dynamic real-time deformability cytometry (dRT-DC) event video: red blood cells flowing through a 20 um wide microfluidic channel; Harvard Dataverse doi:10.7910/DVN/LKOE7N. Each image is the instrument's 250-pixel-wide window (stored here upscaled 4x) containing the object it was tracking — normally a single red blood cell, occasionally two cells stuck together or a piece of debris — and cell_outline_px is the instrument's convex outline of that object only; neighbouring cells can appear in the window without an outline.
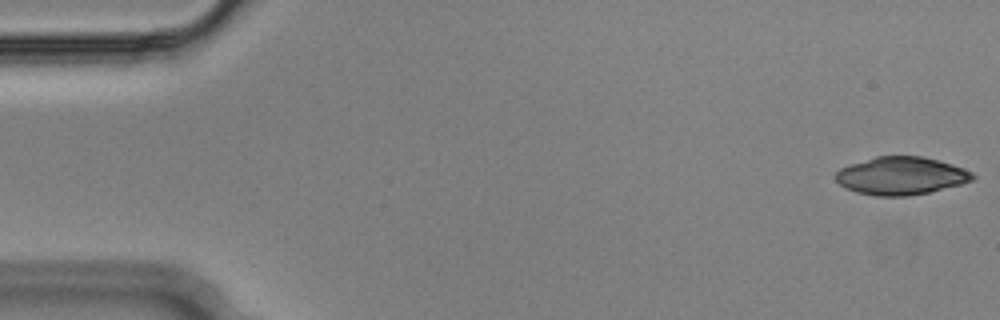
{"species": "Egyptian fruit bat (a non-hibernating species)", "species_latin": "Rousettus aegyptiacus", "temperature_condition": "cold", "stored_images_in_passage": 54, "camera_frame_rate_fps": 3000, "um_per_image_px": 0.085, "animal": {"sex": "male"}, "frame": {"image": 1, "passage_image": 1, "time_ms": 0.0, "image_size_px": [1000, 320], "cell_outline_px": [[976, 176], [972, 180], [960, 184], [928, 192], [908, 196], [876, 196], [856, 192], [844, 188], [836, 180], [836, 172], [840, 168], [876, 156], [924, 156], [952, 164], [972, 172]], "centroid_in_image_um": [76.58, 14.94], "position_along_channel_um": 8.4, "area_um2": 30.06}}
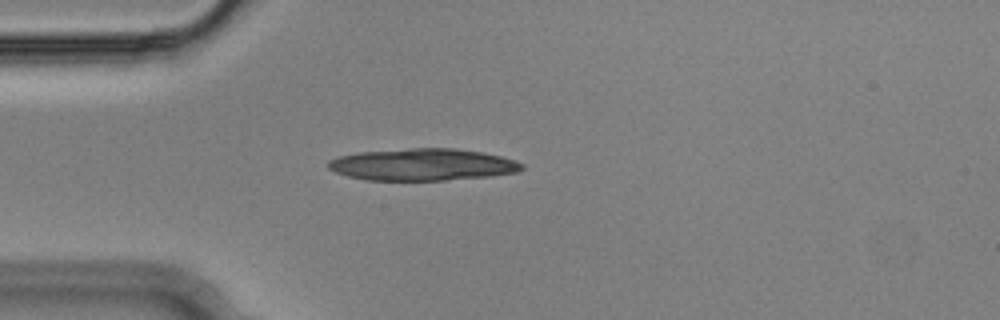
{"frame": {"image": 2, "passage_image": 14, "time_ms": 4.333, "image_size_px": [1000, 320], "cell_outline_px": [[524, 168], [516, 172], [492, 176], [444, 180], [364, 180], [348, 176], [336, 172], [328, 168], [328, 160], [340, 156], [360, 152], [412, 148], [452, 148], [484, 152], [500, 156], [524, 164]], "centroid_in_image_um": [35.92, 13.99], "position_along_channel_um": 49.1, "area_um2": 35.95}}